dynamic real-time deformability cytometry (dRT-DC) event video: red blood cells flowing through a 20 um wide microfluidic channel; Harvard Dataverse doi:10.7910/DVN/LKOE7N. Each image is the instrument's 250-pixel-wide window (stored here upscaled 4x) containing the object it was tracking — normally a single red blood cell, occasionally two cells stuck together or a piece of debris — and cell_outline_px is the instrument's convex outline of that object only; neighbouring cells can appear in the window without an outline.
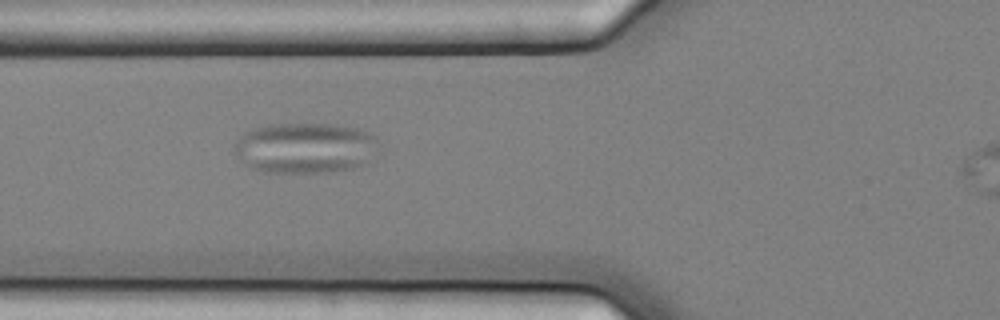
{"species": "common noctule bat (a hibernating species)", "species_latin": "Nyctalus noctula", "temperature_condition": "cold", "stored_images_in_passage": 5, "segment_of_instrument_passage": [1, 2], "camera_frame_rate_fps": 3000, "um_per_image_px": 0.085, "animal": {"sex": "female", "body_mass_g": 25.1}, "frame": {"image": 1, "passage_image": 4, "time_ms": 1.0, "image_size_px": [1000, 320], "cell_outline_px": [[376, 140], [368, 164], [352, 168], [328, 172], [264, 172], [252, 168], [244, 164], [240, 160], [232, 148], [236, 140], [244, 132], [256, 128], [272, 124], [328, 124], [360, 128], [372, 132], [376, 136]], "centroid_in_image_um": [25.91, 12.57], "position_along_channel_um": 99.9, "area_um2": 42.6}}